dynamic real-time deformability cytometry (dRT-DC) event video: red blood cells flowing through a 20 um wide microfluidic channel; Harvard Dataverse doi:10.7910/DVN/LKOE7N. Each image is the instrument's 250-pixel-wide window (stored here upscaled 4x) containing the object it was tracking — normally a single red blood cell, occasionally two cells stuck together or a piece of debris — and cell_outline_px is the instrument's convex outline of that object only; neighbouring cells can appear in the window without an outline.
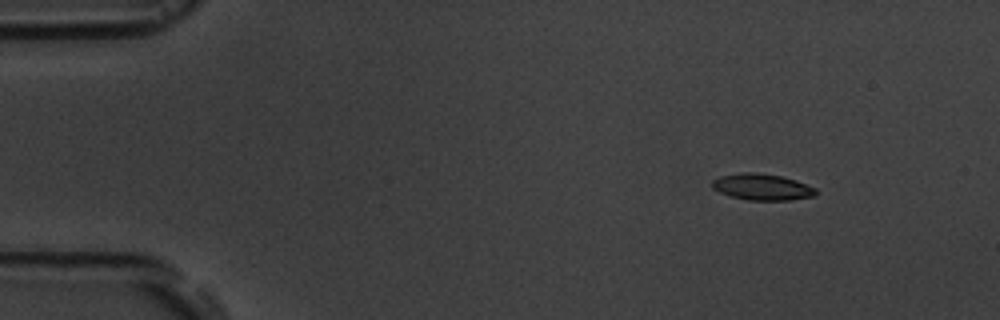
{"species": "common noctule bat (a hibernating species)", "species_latin": "Nyctalus noctula", "temperature_condition": "room temperature", "stored_images_in_passage": 4, "camera_frame_rate_fps": 3000, "um_per_image_px": 0.085, "animal": {"sex": "male", "body_mass_g": 19.5, "forearm_length_mm": 54.6}, "frame": {"image": 1, "passage_image": 1, "time_ms": 0.0, "image_size_px": [1000, 320], "cell_outline_px": [[816, 196], [792, 200], [748, 200], [732, 196], [720, 192], [712, 188], [712, 180], [720, 176], [740, 172], [756, 172], [780, 176], [796, 180], [816, 188]], "centroid_in_image_um": [64.79, 15.89], "position_along_channel_um": 20.2, "area_um2": 15.95}}
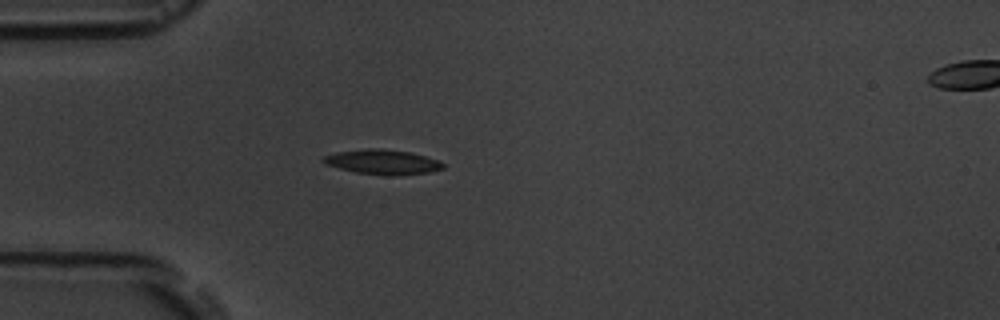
{"frame": {"image": 2, "passage_image": 3, "time_ms": 3.0, "image_size_px": [1000, 320], "cell_outline_px": [[444, 168], [428, 172], [392, 176], [356, 172], [324, 164], [320, 160], [324, 156], [336, 152], [368, 148], [384, 148], [408, 152], [440, 160], [444, 164]], "centroid_in_image_um": [32.5, 13.76], "position_along_channel_um": 52.5, "area_um2": 17.22}}